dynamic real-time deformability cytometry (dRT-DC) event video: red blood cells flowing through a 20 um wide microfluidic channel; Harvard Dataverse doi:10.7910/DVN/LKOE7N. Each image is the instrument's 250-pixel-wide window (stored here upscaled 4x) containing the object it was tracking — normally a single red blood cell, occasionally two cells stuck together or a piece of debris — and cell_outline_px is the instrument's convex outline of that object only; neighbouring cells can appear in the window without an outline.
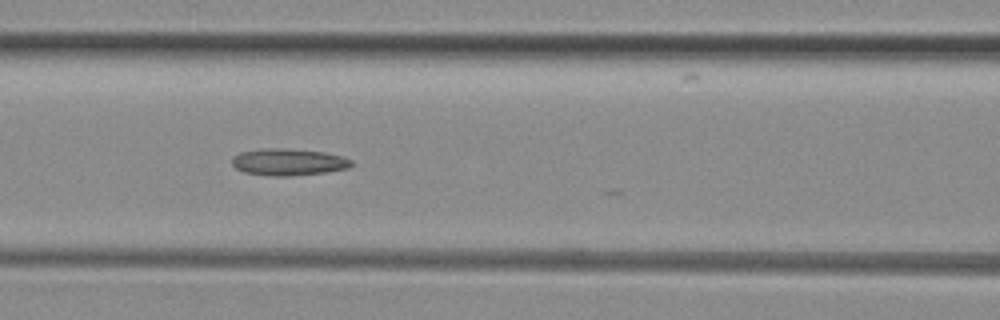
{"species": "common noctule bat (a hibernating species)", "species_latin": "Nyctalus noctula", "temperature_condition": "room temperature", "stored_images_in_passage": 7, "camera_frame_rate_fps": 3000, "um_per_image_px": 0.085, "animal": {"sex": "female", "body_mass_g": 29.2, "forearm_length_mm": 56.3}, "frame": {"image": 1, "passage_image": 6, "time_ms": 1.667, "image_size_px": [1000, 320], "cell_outline_px": [[352, 164], [348, 168], [324, 172], [288, 176], [272, 176], [244, 172], [236, 168], [232, 164], [232, 156], [240, 152], [264, 148], [280, 148], [324, 152], [340, 156], [352, 160]], "centroid_in_image_um": [24.47, 13.77], "position_along_channel_um": 142.1, "area_um2": 18.5}}